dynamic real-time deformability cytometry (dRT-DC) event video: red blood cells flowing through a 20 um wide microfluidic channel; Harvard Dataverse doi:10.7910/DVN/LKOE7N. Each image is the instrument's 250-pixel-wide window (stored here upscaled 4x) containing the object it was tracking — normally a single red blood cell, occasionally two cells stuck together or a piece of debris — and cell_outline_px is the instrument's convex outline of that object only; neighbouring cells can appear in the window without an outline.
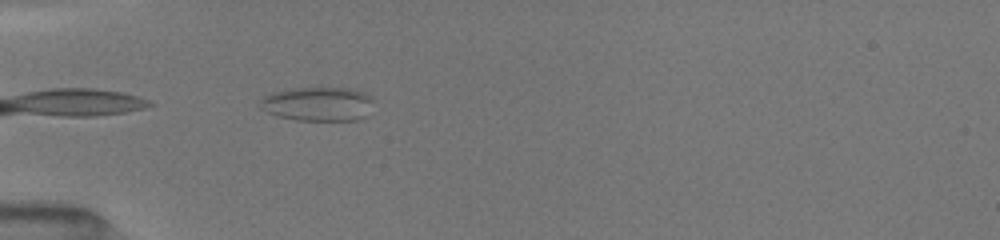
{"species": "common noctule bat (a hibernating species)", "species_latin": "Nyctalus noctula", "temperature_condition": "room temperature", "stored_images_in_passage": 6, "camera_frame_rate_fps": 3000, "um_per_image_px": 0.085, "animal": {"sex": "female", "body_mass_g": 19.5, "forearm_length_mm": 54.1}, "frame": {"image": 1, "passage_image": 1, "time_ms": 0.0, "image_size_px": [1000, 240], "cell_outline_px": [[372, 100], [364, 116], [356, 120], [296, 120], [280, 116], [268, 112], [260, 108], [260, 100], [264, 96], [276, 92], [296, 88], [348, 88], [360, 92], [368, 96]], "centroid_in_image_um": [26.97, 8.84], "position_along_channel_um": 58.0, "area_um2": 21.85}}
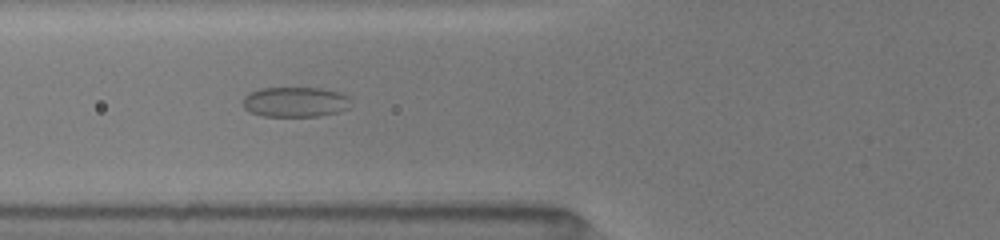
{"frame": {"image": 2, "passage_image": 3, "time_ms": 1.333, "image_size_px": [1000, 240], "cell_outline_px": [[348, 108], [340, 112], [320, 116], [264, 116], [248, 112], [244, 108], [244, 96], [260, 88], [320, 88], [336, 92], [348, 96]], "centroid_in_image_um": [25.07, 8.68], "position_along_channel_um": 100.7, "area_um2": 18.79}}
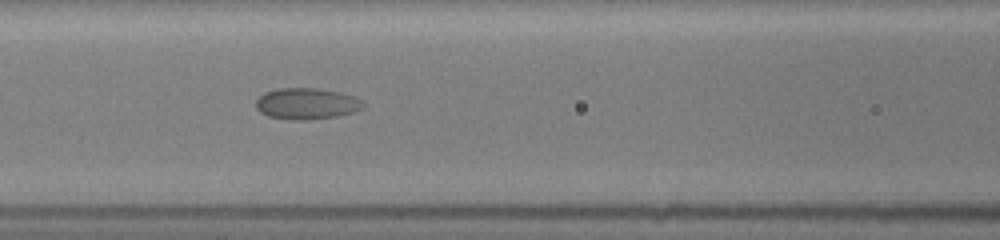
{"frame": {"image": 3, "passage_image": 6, "time_ms": 2.333, "image_size_px": [1000, 240], "cell_outline_px": [[364, 108], [352, 112], [336, 116], [308, 120], [288, 120], [268, 116], [260, 112], [256, 108], [256, 100], [264, 92], [280, 88], [316, 88], [336, 92], [352, 96], [360, 100], [364, 104]], "centroid_in_image_um": [26.02, 8.82], "position_along_channel_um": 140.6, "area_um2": 19.42}}